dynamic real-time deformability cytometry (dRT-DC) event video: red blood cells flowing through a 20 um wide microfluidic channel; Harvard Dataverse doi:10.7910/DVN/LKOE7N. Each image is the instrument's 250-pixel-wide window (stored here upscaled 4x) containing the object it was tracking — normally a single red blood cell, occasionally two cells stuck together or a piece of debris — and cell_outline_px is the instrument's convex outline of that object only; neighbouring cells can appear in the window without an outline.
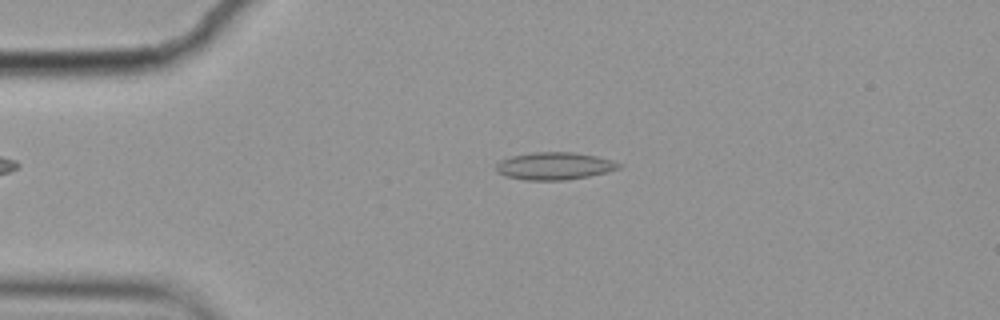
{"species": "common noctule bat (a hibernating species)", "species_latin": "Nyctalus noctula", "temperature_condition": "cold", "stored_images_in_passage": 3, "camera_frame_rate_fps": 3000, "um_per_image_px": 0.085, "animal": {"sex": "female", "body_mass_g": 19.9}, "frame": {"image": 1, "passage_image": 2, "time_ms": 0.333, "image_size_px": [1000, 320], "cell_outline_px": [[624, 164], [620, 168], [588, 176], [568, 180], [524, 180], [508, 176], [496, 172], [496, 164], [500, 160], [512, 156], [532, 152], [572, 152], [596, 156], [612, 160]], "centroid_in_image_um": [47.13, 14.1], "position_along_channel_um": 37.9, "area_um2": 19.59}}